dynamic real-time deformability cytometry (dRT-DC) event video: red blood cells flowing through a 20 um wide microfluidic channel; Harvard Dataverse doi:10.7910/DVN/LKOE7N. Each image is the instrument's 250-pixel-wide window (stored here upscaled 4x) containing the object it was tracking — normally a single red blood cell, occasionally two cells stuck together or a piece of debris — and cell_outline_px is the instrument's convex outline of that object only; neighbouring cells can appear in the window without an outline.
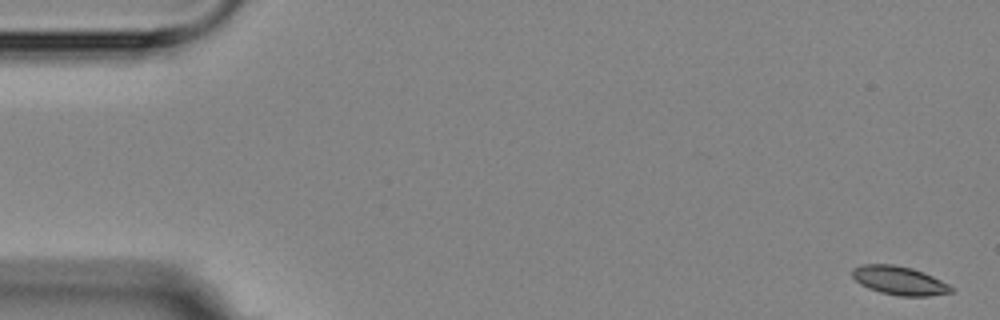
{"species": "Egyptian fruit bat (a non-hibernating species)", "species_latin": "Rousettus aegyptiacus", "temperature_condition": "room temperature", "stored_images_in_passage": 5, "camera_frame_rate_fps": 3000, "um_per_image_px": 0.085, "animal": {"sex": "female"}, "frame": {"image": 1, "passage_image": 1, "time_ms": 0.0, "image_size_px": [1000, 320], "cell_outline_px": [[956, 292], [928, 296], [900, 296], [880, 292], [868, 288], [860, 284], [852, 276], [852, 268], [864, 264], [892, 264], [912, 268], [932, 276], [948, 284]], "centroid_in_image_um": [76.44, 23.85], "position_along_channel_um": 8.6, "area_um2": 16.47}}
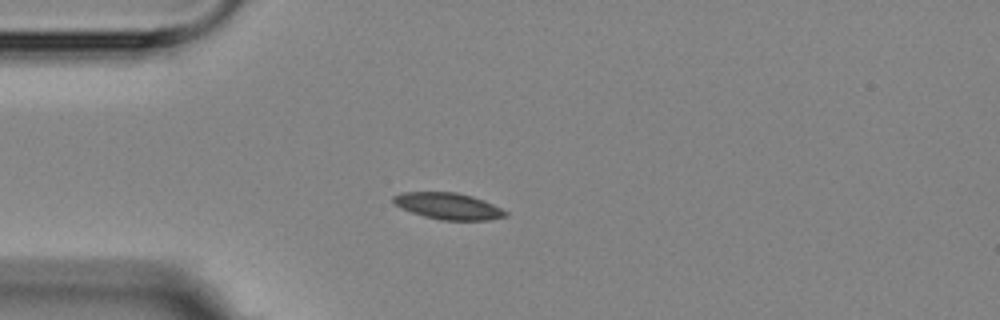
{"frame": {"image": 2, "passage_image": 5, "time_ms": 4.333, "image_size_px": [1000, 320], "cell_outline_px": [[508, 216], [488, 220], [440, 220], [424, 216], [400, 208], [392, 200], [392, 196], [400, 192], [456, 192], [472, 196], [484, 200], [508, 212]], "centroid_in_image_um": [38.09, 17.51], "position_along_channel_um": 46.9, "area_um2": 17.34}}